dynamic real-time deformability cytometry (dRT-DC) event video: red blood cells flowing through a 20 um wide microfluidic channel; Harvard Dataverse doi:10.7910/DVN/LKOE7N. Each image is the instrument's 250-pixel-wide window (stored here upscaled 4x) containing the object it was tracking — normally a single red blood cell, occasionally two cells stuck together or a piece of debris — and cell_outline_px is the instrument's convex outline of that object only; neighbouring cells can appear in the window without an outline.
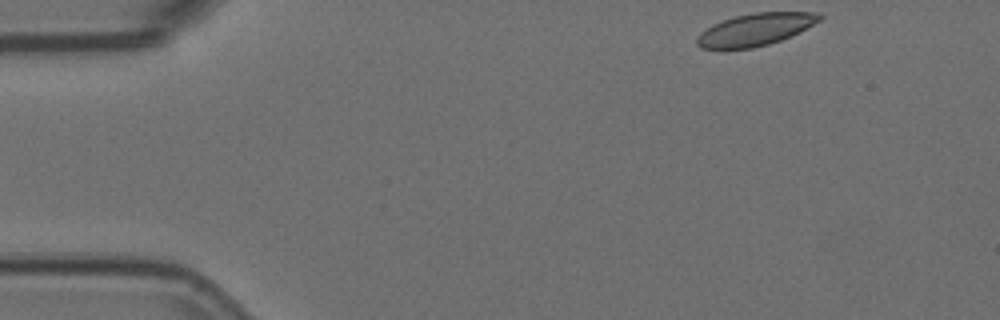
{"species": "Egyptian fruit bat (a non-hibernating species)", "species_latin": "Rousettus aegyptiacus", "temperature_condition": "room temperature", "stored_images_in_passage": 4, "camera_frame_rate_fps": 3000, "um_per_image_px": 0.085, "animal": {"sex": "female"}, "frame": {"image": 1, "passage_image": 1, "time_ms": 0.0, "image_size_px": [1000, 320], "cell_outline_px": [[824, 16], [820, 20], [800, 32], [780, 40], [768, 44], [752, 48], [700, 48], [696, 44], [696, 40], [700, 32], [712, 24], [736, 16], [752, 12], [820, 12]], "centroid_in_image_um": [64.22, 2.49], "position_along_channel_um": 20.8, "area_um2": 22.95}}
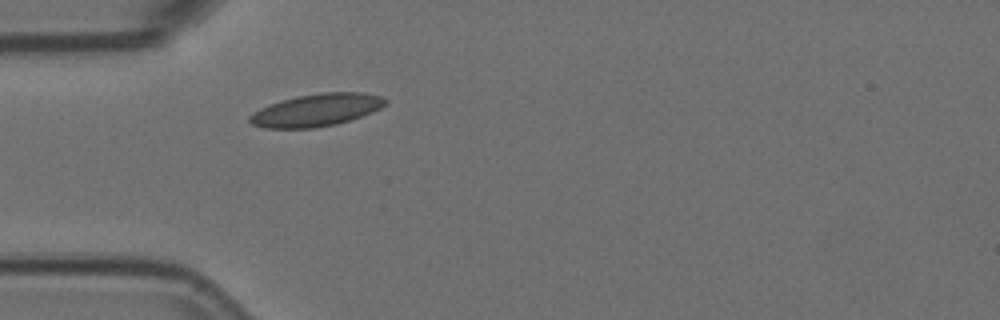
{"frame": {"image": 2, "passage_image": 4, "time_ms": 1.0, "image_size_px": [1000, 320], "cell_outline_px": [[388, 104], [372, 112], [336, 124], [312, 128], [264, 128], [252, 124], [248, 120], [248, 116], [252, 112], [260, 108], [280, 100], [296, 96], [320, 92], [364, 92], [380, 96], [388, 100]], "centroid_in_image_um": [26.88, 9.34], "position_along_channel_um": 58.1, "area_um2": 25.78}}